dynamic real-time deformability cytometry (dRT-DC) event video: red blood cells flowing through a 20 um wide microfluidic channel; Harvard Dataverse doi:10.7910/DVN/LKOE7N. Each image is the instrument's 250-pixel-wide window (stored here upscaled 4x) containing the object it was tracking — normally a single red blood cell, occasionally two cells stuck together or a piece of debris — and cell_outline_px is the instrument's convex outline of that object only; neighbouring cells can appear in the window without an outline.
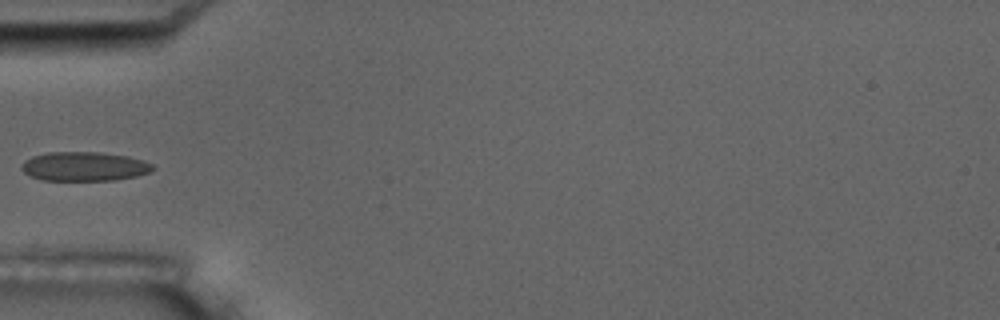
{"species": "common noctule bat (a hibernating species)", "species_latin": "Nyctalus noctula", "temperature_condition": "room temperature", "stored_images_in_passage": 9, "camera_frame_rate_fps": 3000, "um_per_image_px": 0.085, "animal": {"sex": "male", "body_mass_g": 17.5, "forearm_length_mm": 52.3}, "frame": {"image": 1, "passage_image": 1, "time_ms": 0.0, "image_size_px": [1000, 320], "cell_outline_px": [[156, 168], [148, 172], [136, 176], [112, 180], [44, 180], [32, 176], [24, 172], [20, 168], [24, 160], [32, 156], [48, 152], [100, 152], [128, 156], [144, 160], [152, 164]], "centroid_in_image_um": [7.16, 14.13], "position_along_channel_um": 77.8, "area_um2": 22.25}}
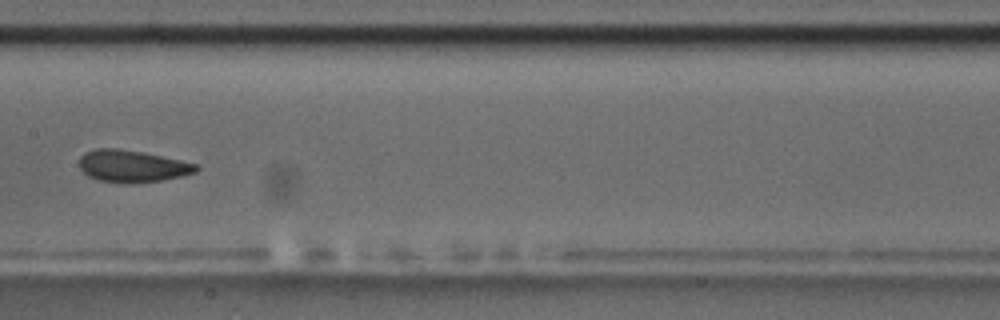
{"frame": {"image": 2, "passage_image": 4, "time_ms": 3.333, "image_size_px": [1000, 320], "cell_outline_px": [[200, 168], [196, 172], [184, 176], [160, 180], [132, 184], [128, 184], [100, 180], [88, 176], [80, 168], [80, 156], [84, 152], [96, 148], [116, 148], [140, 152], [180, 160], [196, 164]], "centroid_in_image_um": [11.23, 14.13], "position_along_channel_um": 196.2, "area_um2": 21.73}}